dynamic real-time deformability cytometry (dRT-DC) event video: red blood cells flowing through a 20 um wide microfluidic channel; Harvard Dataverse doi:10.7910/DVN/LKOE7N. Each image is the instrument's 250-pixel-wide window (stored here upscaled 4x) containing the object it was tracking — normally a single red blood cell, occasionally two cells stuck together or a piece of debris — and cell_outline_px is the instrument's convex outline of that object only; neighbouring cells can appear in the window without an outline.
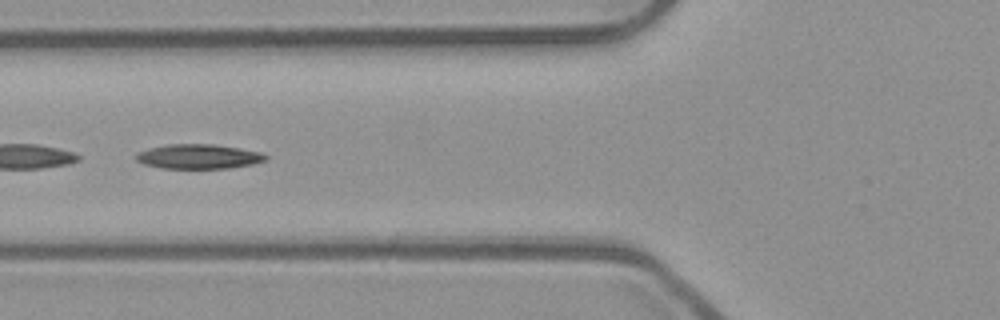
{"species": "common noctule bat (a hibernating species)", "species_latin": "Nyctalus noctula", "temperature_condition": "room temperature", "stored_images_in_passage": 28, "camera_frame_rate_fps": 3000, "um_per_image_px": 0.085, "animal": {"sex": "male", "body_mass_g": 23.1, "forearm_length_mm": 52.7}, "frame": {"image": 1, "passage_image": 9, "time_ms": 2.667, "image_size_px": [1000, 320], "cell_outline_px": [[268, 160], [252, 164], [228, 168], [160, 168], [144, 164], [136, 160], [136, 152], [148, 148], [168, 144], [212, 144], [240, 148], [260, 152], [268, 156]], "centroid_in_image_um": [16.87, 13.3], "position_along_channel_um": 108.9, "area_um2": 18.61}}